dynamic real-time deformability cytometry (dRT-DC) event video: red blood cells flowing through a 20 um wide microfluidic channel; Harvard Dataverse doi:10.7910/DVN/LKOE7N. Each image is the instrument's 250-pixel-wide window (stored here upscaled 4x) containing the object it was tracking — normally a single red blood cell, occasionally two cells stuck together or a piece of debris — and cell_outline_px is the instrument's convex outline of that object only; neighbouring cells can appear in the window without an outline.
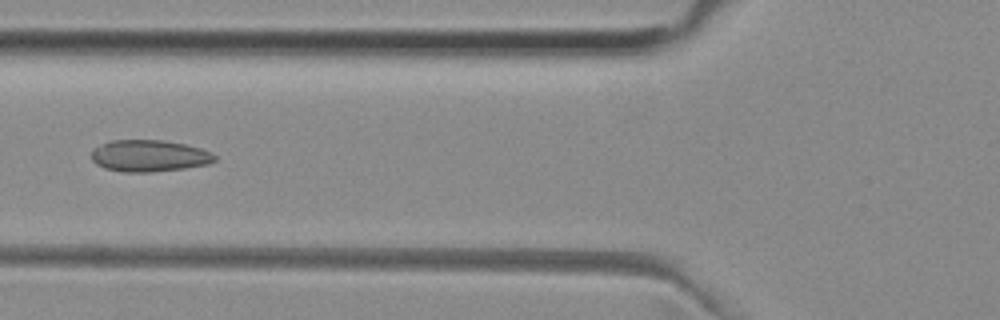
{"species": "common noctule bat (a hibernating species)", "species_latin": "Nyctalus noctula", "temperature_condition": "room temperature", "stored_images_in_passage": 6, "camera_frame_rate_fps": 3000, "um_per_image_px": 0.085, "animal": {"sex": "female", "body_mass_g": 29.2, "forearm_length_mm": 56.3}, "frame": {"image": 1, "passage_image": 6, "time_ms": 1.667, "image_size_px": [1000, 320], "cell_outline_px": [[216, 160], [208, 164], [184, 168], [152, 172], [124, 172], [104, 168], [96, 164], [92, 160], [92, 148], [112, 140], [160, 140], [184, 144], [200, 148], [212, 152], [216, 156]], "centroid_in_image_um": [12.67, 13.25], "position_along_channel_um": 113.1, "area_um2": 22.77}}